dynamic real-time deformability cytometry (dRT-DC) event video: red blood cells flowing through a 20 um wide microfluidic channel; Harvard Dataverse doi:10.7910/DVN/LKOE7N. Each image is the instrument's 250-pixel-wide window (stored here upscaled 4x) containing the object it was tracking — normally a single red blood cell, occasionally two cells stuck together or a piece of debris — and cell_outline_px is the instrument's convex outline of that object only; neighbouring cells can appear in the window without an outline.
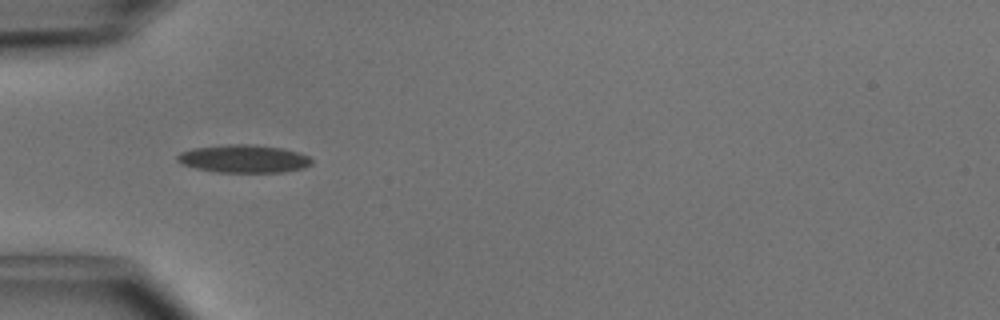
{"species": "common noctule bat (a hibernating species)", "species_latin": "Nyctalus noctula", "temperature_condition": "cold", "stored_images_in_passage": 5, "camera_frame_rate_fps": 3000, "um_per_image_px": 0.085, "animal": {"sex": "male", "body_mass_g": 15.6}, "frame": {"image": 1, "passage_image": 3, "time_ms": 0.667, "image_size_px": [1000, 320], "cell_outline_px": [[312, 164], [304, 168], [280, 172], [216, 172], [196, 168], [184, 164], [176, 160], [176, 156], [180, 152], [196, 148], [228, 144], [252, 144], [284, 148], [308, 156], [312, 160]], "centroid_in_image_um": [20.73, 13.49], "position_along_channel_um": 64.3, "area_um2": 21.73}}